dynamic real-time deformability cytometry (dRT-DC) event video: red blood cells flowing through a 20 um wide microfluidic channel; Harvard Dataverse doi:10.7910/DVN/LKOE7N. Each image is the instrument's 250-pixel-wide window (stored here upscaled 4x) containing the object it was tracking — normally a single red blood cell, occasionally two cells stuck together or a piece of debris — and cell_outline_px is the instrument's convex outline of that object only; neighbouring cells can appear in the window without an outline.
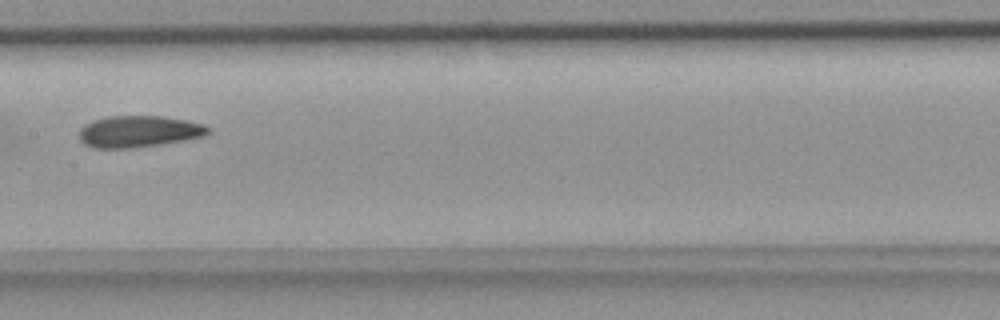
{"species": "common noctule bat (a hibernating species)", "species_latin": "Nyctalus noctula", "temperature_condition": "room temperature", "stored_images_in_passage": 10, "camera_frame_rate_fps": 3000, "um_per_image_px": 0.085, "animal": {"sex": "female", "body_mass_g": 18.4}, "frame": {"image": 1, "passage_image": 10, "time_ms": 3.0, "image_size_px": [1000, 320], "cell_outline_px": [[208, 132], [204, 136], [184, 140], [132, 148], [92, 148], [84, 144], [80, 140], [80, 128], [84, 124], [92, 120], [108, 116], [164, 116], [204, 124], [208, 128]], "centroid_in_image_um": [11.74, 11.17], "position_along_channel_um": 195.7, "area_um2": 23.64}}